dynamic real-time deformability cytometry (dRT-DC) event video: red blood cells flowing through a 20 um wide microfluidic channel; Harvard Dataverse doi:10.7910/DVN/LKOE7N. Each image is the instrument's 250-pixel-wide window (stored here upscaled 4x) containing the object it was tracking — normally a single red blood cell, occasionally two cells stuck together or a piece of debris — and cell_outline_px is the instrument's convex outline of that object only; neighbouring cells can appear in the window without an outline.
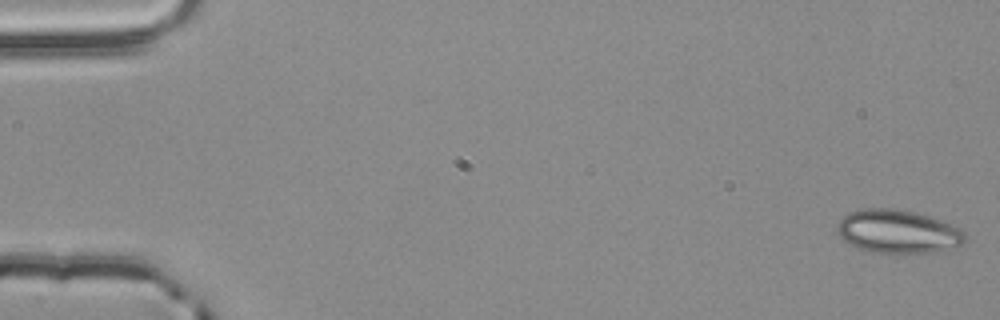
{"species": "common noctule bat (a hibernating species)", "species_latin": "Nyctalus noctula", "temperature_condition": "room temperature", "stored_images_in_passage": 54, "camera_frame_rate_fps": 3000, "um_per_image_px": 0.085, "animal": {"sex": "male", "body_mass_g": 20.4}, "frame": {"image": 1, "passage_image": 1, "time_ms": 0.0, "image_size_px": [1000, 320], "cell_outline_px": [[964, 240], [956, 248], [936, 252], [872, 252], [860, 248], [844, 240], [836, 232], [836, 224], [848, 212], [868, 208], [892, 208], [912, 212], [928, 216], [960, 228], [964, 232]], "centroid_in_image_um": [76.3, 19.67], "position_along_channel_um": 8.7, "area_um2": 31.91}}
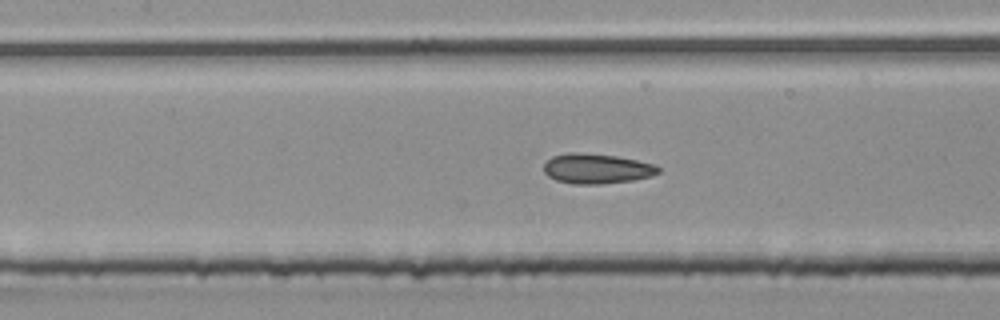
{"frame": {"image": 2, "passage_image": 25, "time_ms": 8.0, "image_size_px": [1000, 320], "cell_outline_px": [[660, 172], [652, 176], [632, 180], [600, 184], [572, 184], [556, 180], [548, 176], [544, 172], [544, 164], [552, 156], [568, 152], [580, 152], [616, 156], [656, 164], [660, 168]], "centroid_in_image_um": [50.72, 14.33], "position_along_channel_um": 156.7, "area_um2": 20.11}}
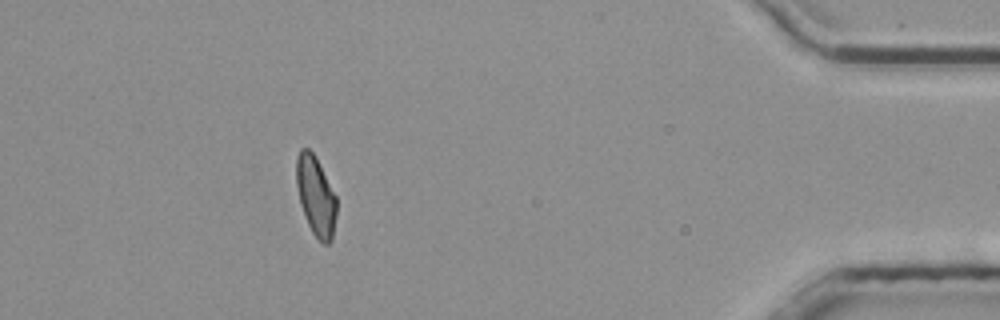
{"frame": {"image": 3, "passage_image": 49, "time_ms": 16.0, "image_size_px": [1000, 320], "cell_outline_px": [[336, 216], [332, 240], [328, 244], [324, 244], [312, 232], [308, 224], [300, 204], [296, 184], [296, 156], [300, 148], [308, 148], [312, 152], [336, 196]], "centroid_in_image_um": [26.82, 16.66], "position_along_channel_um": 408.4, "area_um2": 18.38}, "authors_computed_cell_mechanics": {"area_um2": 19.4208, "velocity_mm_per_s": 3.8581, "shape_relaxation_time_tau1_ms": null, "shape_relaxation_time_tau2_ms": 1.9489, "deformation_change_tau1": null, "deformation_change_tau2": 0.0748}}